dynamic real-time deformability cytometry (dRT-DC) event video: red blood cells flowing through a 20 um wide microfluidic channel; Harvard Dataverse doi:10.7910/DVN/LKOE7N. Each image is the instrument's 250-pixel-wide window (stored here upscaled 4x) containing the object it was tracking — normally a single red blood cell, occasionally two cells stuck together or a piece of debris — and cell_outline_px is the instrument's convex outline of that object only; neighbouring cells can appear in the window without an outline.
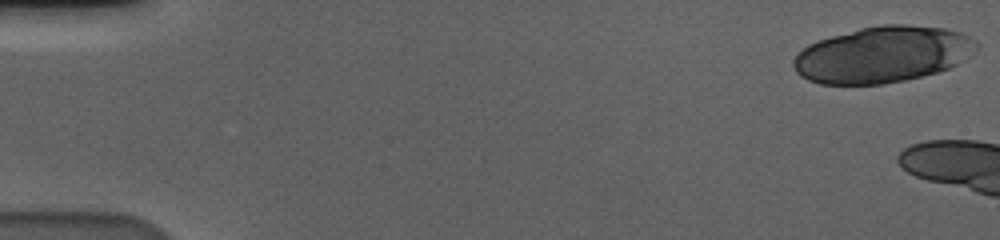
{"species": "human", "species_latin": "Homo sapiens", "temperature_condition": "cold", "stored_images_in_passage": 13, "camera_frame_rate_fps": 3000, "um_per_image_px": 0.085, "donor": {"sex": "male"}, "frame": {"image": 1, "passage_image": 1, "time_ms": 0.0, "image_size_px": [1000, 240], "cell_outline_px": [[980, 44], [976, 52], [964, 60], [948, 68], [936, 72], [904, 80], [880, 84], [820, 84], [808, 80], [800, 76], [796, 72], [792, 64], [792, 60], [808, 44], [816, 40], [860, 28], [880, 24], [908, 24], [944, 28], [960, 32], [976, 40]], "centroid_in_image_um": [75.03, 4.62], "position_along_channel_um": 10.0, "area_um2": 60.17}}